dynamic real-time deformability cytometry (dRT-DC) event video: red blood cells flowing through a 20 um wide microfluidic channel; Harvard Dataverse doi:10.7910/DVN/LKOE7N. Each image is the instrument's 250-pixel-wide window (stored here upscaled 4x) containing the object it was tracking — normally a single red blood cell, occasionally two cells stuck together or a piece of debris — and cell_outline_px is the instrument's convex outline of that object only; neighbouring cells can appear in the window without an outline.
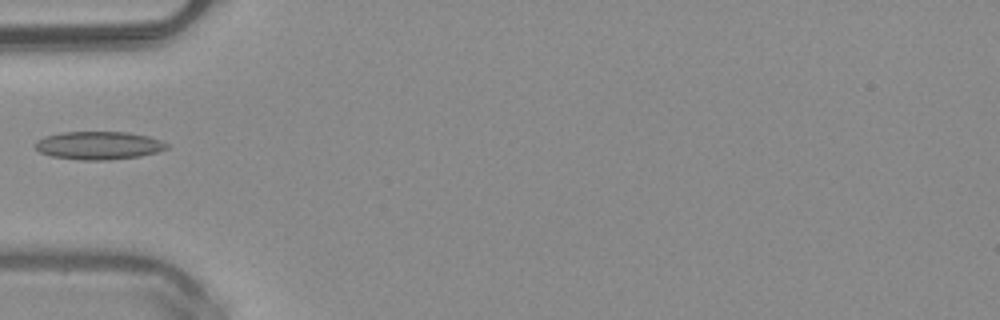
{"species": "common noctule bat (a hibernating species)", "species_latin": "Nyctalus noctula", "temperature_condition": "warm", "stored_images_in_passage": 34, "camera_frame_rate_fps": 3000, "um_per_image_px": 0.085, "animal": {"sex": "male", "body_mass_g": 20.4}, "frame": {"image": 1, "passage_image": 1, "time_ms": 0.0, "image_size_px": [1000, 320], "cell_outline_px": [[168, 148], [156, 152], [140, 156], [108, 160], [84, 160], [52, 156], [40, 152], [36, 148], [36, 140], [44, 136], [60, 132], [128, 132], [148, 136], [160, 140], [168, 144]], "centroid_in_image_um": [8.38, 12.35], "position_along_channel_um": 76.6, "area_um2": 21.44}}
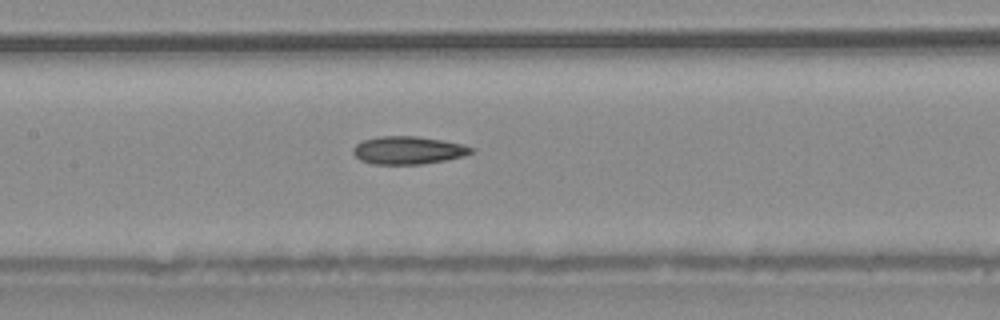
{"frame": {"image": 2, "passage_image": 8, "time_ms": 2.333, "image_size_px": [1000, 320], "cell_outline_px": [[476, 152], [464, 156], [444, 160], [420, 164], [372, 164], [360, 160], [352, 152], [352, 148], [356, 144], [364, 140], [380, 136], [416, 136], [464, 144], [476, 148]], "centroid_in_image_um": [34.72, 12.77], "position_along_channel_um": 172.7, "area_um2": 19.25}}
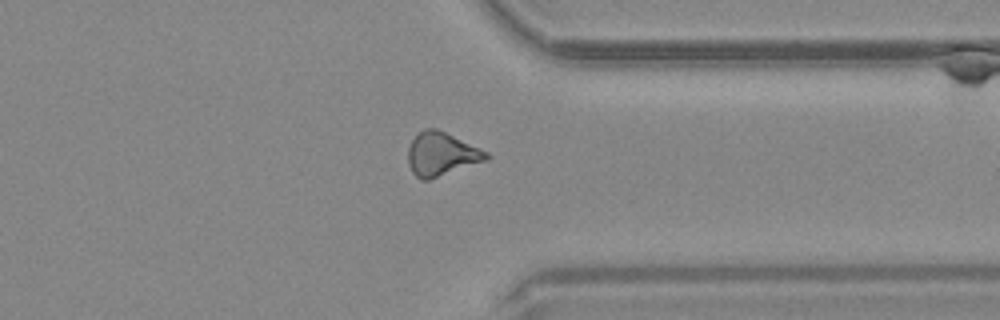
{"frame": {"image": 3, "passage_image": 23, "time_ms": 7.333, "image_size_px": [1000, 320], "cell_outline_px": [[492, 156], [488, 160], [428, 180], [420, 180], [412, 172], [408, 164], [408, 148], [412, 140], [424, 128], [436, 128], [488, 152]], "centroid_in_image_um": [37.53, 13.11], "position_along_channel_um": 373.9, "area_um2": 19.77}}